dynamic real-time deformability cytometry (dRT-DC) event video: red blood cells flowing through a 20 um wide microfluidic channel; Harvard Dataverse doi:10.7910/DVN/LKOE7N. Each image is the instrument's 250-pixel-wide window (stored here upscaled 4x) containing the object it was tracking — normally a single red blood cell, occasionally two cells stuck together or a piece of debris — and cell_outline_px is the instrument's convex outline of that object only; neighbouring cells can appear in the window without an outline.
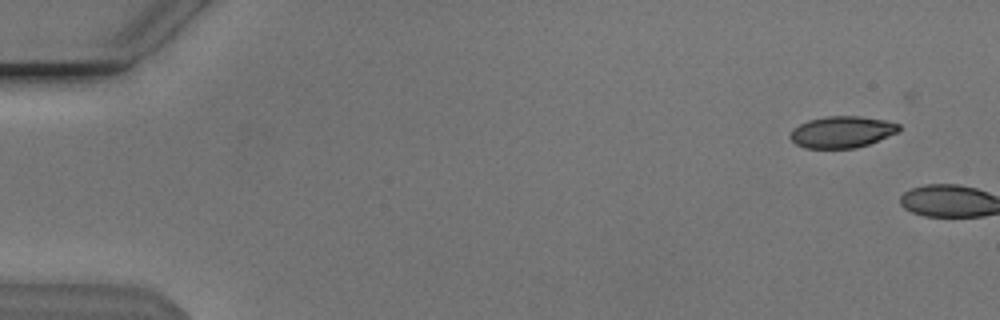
{"species": "Egyptian fruit bat (a non-hibernating species)", "species_latin": "Rousettus aegyptiacus", "temperature_condition": "cold", "stored_images_in_passage": 7, "camera_frame_rate_fps": 3000, "um_per_image_px": 0.085, "animal": {"sex": "male"}, "frame": {"image": 1, "passage_image": 4, "time_ms": 1.0, "image_size_px": [1000, 320], "cell_outline_px": [[900, 132], [868, 144], [856, 148], [804, 148], [796, 144], [788, 136], [792, 128], [808, 120], [824, 116], [860, 116], [884, 120], [900, 124]], "centroid_in_image_um": [71.55, 11.21], "position_along_channel_um": 13.4, "area_um2": 20.17}}